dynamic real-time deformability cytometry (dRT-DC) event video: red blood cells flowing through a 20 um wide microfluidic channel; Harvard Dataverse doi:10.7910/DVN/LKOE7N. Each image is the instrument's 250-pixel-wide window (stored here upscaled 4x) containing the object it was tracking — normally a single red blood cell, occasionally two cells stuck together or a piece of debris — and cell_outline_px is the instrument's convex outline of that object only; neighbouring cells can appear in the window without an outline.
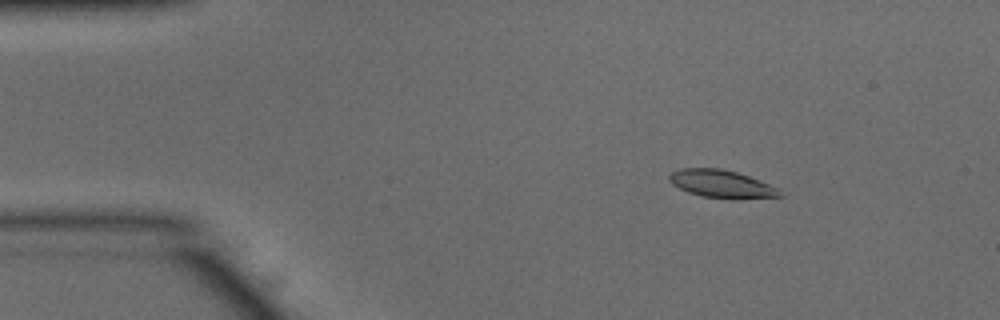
{"species": "common noctule bat (a hibernating species)", "species_latin": "Nyctalus noctula", "temperature_condition": "warm", "stored_images_in_passage": 52, "camera_frame_rate_fps": 3000, "um_per_image_px": 0.085, "animal": {"sex": "male", "body_mass_g": 15.6}, "frame": {"image": 1, "passage_image": 8, "time_ms": 2.333, "image_size_px": [1000, 320], "cell_outline_px": [[784, 196], [704, 196], [688, 192], [672, 184], [668, 180], [668, 176], [672, 172], [680, 168], [720, 168], [736, 172], [748, 176], [768, 184], [776, 188]], "centroid_in_image_um": [61.2, 15.56], "position_along_channel_um": 23.8, "area_um2": 16.7}}
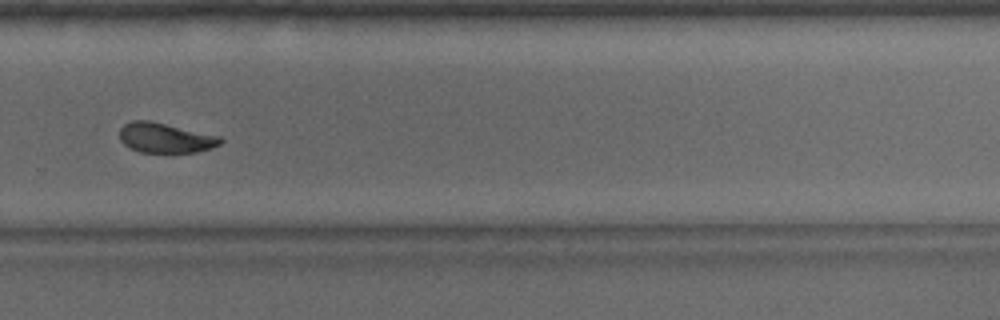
{"frame": {"image": 2, "passage_image": 36, "time_ms": 11.667, "image_size_px": [1000, 320], "cell_outline_px": [[224, 140], [220, 144], [212, 148], [196, 152], [172, 156], [140, 152], [128, 148], [120, 140], [120, 128], [124, 124], [132, 120], [148, 120], [220, 136]], "centroid_in_image_um": [14.05, 11.78], "position_along_channel_um": 315.7, "area_um2": 18.38}}
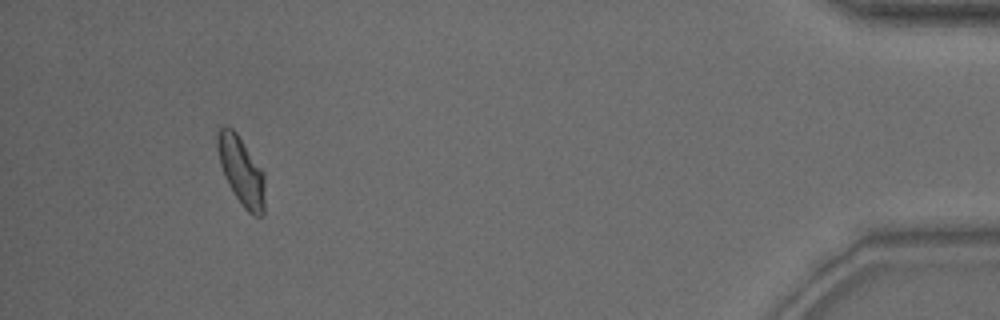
{"frame": {"image": 3, "passage_image": 49, "time_ms": 16.0, "image_size_px": [1000, 320], "cell_outline_px": [[264, 212], [260, 216], [256, 216], [248, 212], [244, 208], [228, 184], [224, 176], [220, 164], [216, 148], [216, 132], [224, 124], [232, 128], [236, 132], [264, 172]], "centroid_in_image_um": [20.48, 14.49], "position_along_channel_um": 414.7, "area_um2": 18.96}, "authors_computed_cell_mechanics": {"area_um2": 18.3804, "velocity_mm_per_s": 3.8649, "shape_relaxation_time_tau1_ms": 3.1922, "shape_relaxation_time_tau2_ms": 1.9518, "deformation_change_tau1": 0.1357, "deformation_change_tau2": 0.0678}}